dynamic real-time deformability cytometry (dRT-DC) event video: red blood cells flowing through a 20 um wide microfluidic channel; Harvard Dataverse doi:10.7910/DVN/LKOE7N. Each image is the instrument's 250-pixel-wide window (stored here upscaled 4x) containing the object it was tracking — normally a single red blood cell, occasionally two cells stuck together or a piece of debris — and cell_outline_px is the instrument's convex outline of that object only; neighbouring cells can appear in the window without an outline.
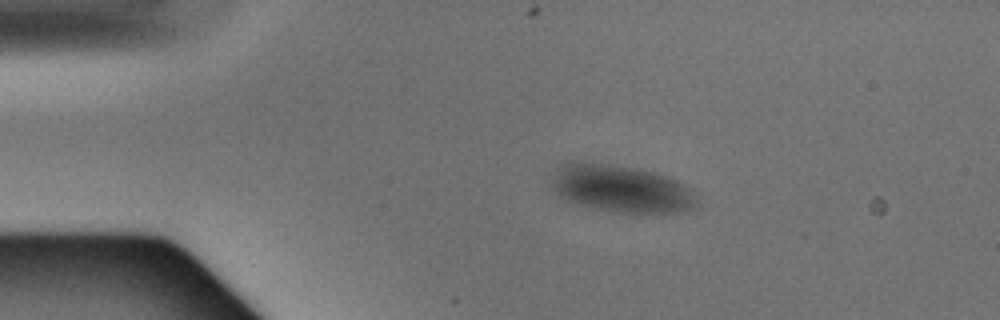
{"species": "Egyptian fruit bat (a non-hibernating species)", "species_latin": "Rousettus aegyptiacus", "temperature_condition": "warm", "stored_images_in_passage": 2, "camera_frame_rate_fps": 3000, "um_per_image_px": 0.085, "animal": {"sex": "male"}, "frame": {"image": 1, "passage_image": 1, "time_ms": 0.0, "image_size_px": [1000, 320], "cell_outline_px": [[700, 208], [688, 212], [616, 212], [584, 204], [560, 196], [552, 188], [552, 176], [556, 168], [568, 160], [580, 160], [612, 164], [640, 168], [676, 180], [692, 188], [700, 204]], "centroid_in_image_um": [52.87, 16.0], "position_along_channel_um": 32.1, "area_um2": 40.4}}